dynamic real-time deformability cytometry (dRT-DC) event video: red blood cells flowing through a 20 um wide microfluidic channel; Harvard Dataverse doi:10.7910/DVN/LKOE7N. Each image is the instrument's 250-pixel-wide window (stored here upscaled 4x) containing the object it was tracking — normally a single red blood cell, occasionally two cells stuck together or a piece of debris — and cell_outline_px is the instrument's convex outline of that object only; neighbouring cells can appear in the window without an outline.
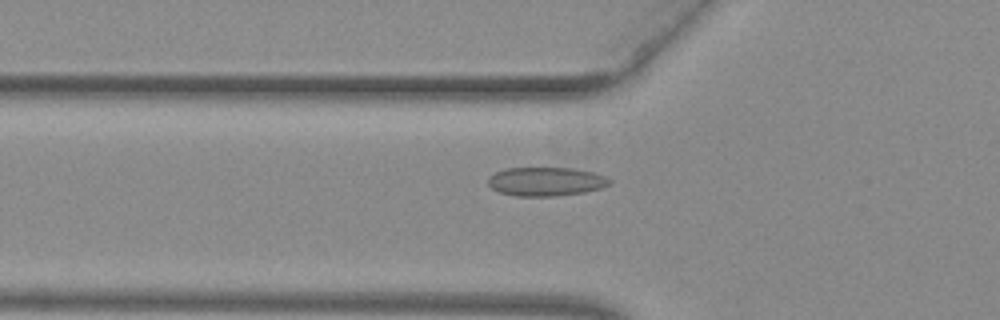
{"species": "common noctule bat (a hibernating species)", "species_latin": "Nyctalus noctula", "temperature_condition": "warm", "stored_images_in_passage": 50, "camera_frame_rate_fps": 3000, "um_per_image_px": 0.085, "animal": {"sex": "female", "body_mass_g": 29.2, "forearm_length_mm": 56.3}, "frame": {"image": 1, "passage_image": 16, "time_ms": 5.0, "image_size_px": [1000, 320], "cell_outline_px": [[612, 180], [608, 184], [600, 188], [584, 192], [556, 196], [516, 196], [500, 192], [492, 188], [488, 184], [488, 176], [504, 168], [572, 168], [592, 172], [604, 176]], "centroid_in_image_um": [46.37, 15.43], "position_along_channel_um": 79.4, "area_um2": 20.29}}
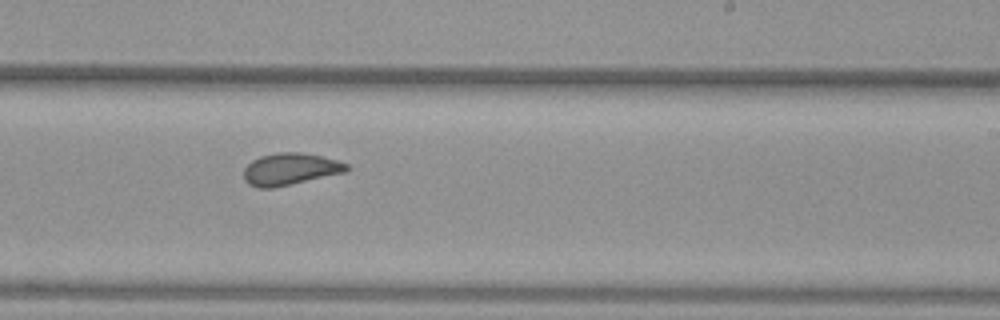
{"frame": {"image": 2, "passage_image": 30, "time_ms": 9.667, "image_size_px": [1000, 320], "cell_outline_px": [[348, 172], [272, 188], [256, 188], [248, 184], [244, 180], [244, 168], [252, 160], [260, 156], [276, 152], [300, 152], [320, 156], [336, 160], [348, 164]], "centroid_in_image_um": [24.65, 14.38], "position_along_channel_um": 264.4, "area_um2": 19.25}}
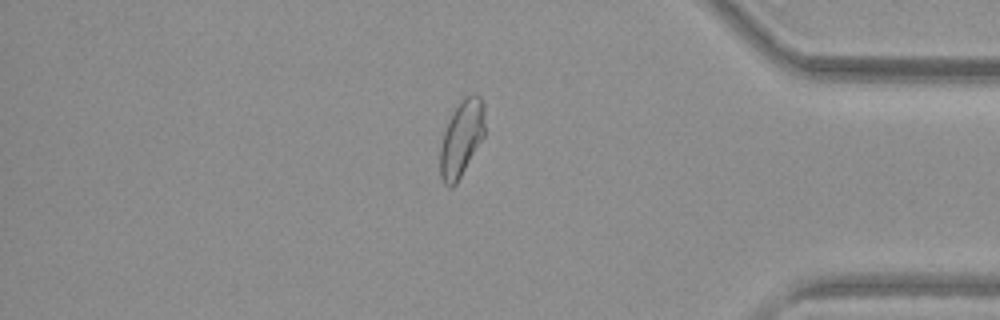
{"frame": {"image": 3, "passage_image": 42, "time_ms": 13.667, "image_size_px": [1000, 320], "cell_outline_px": [[484, 136], [456, 184], [452, 188], [448, 188], [444, 184], [440, 176], [440, 148], [444, 132], [448, 120], [452, 112], [460, 100], [464, 96], [476, 92], [480, 96], [484, 104]], "centroid_in_image_um": [39.22, 11.73], "position_along_channel_um": 396.0, "area_um2": 20.0}, "authors_computed_cell_mechanics": {"area_um2": 20.0566, "velocity_mm_per_s": 3.9565, "shape_relaxation_time_tau1_ms": null, "shape_relaxation_time_tau2_ms": 0.7641, "deformation_change_tau1": null, "deformation_change_tau2": 0.0571}}